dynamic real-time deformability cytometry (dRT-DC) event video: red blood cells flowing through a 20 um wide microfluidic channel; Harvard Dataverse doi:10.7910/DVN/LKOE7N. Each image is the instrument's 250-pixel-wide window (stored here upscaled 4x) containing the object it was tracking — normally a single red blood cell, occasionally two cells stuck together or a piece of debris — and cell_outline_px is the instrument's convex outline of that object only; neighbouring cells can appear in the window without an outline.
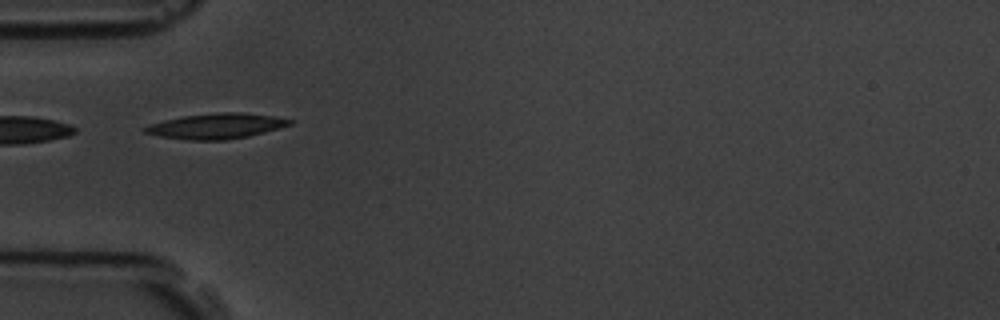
{"species": "common noctule bat (a hibernating species)", "species_latin": "Nyctalus noctula", "temperature_condition": "room temperature", "stored_images_in_passage": 2, "camera_frame_rate_fps": 3000, "um_per_image_px": 0.085, "animal": {"sex": "male", "body_mass_g": 19.5, "forearm_length_mm": 54.6}, "frame": {"image": 1, "passage_image": 1, "time_ms": 0.0, "image_size_px": [1000, 320], "cell_outline_px": [[292, 124], [280, 128], [248, 136], [224, 140], [188, 140], [160, 136], [144, 132], [140, 128], [148, 124], [164, 120], [184, 116], [216, 112], [244, 112], [276, 116], [292, 120]], "centroid_in_image_um": [18.37, 10.7], "position_along_channel_um": 66.6, "area_um2": 21.5}}
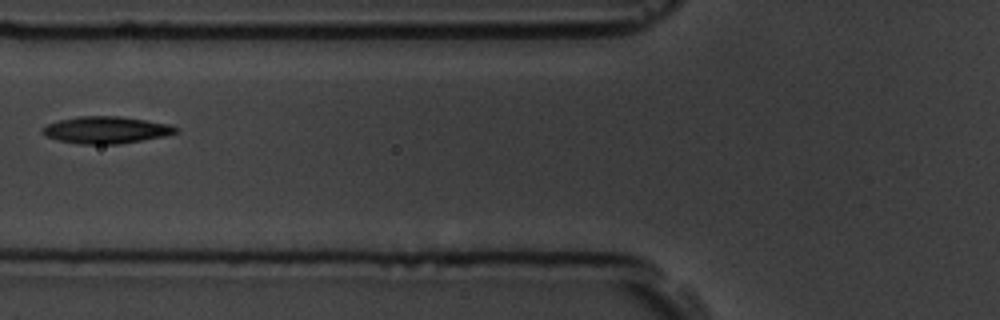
{"frame": {"image": 2, "passage_image": 2, "time_ms": 1.333, "image_size_px": [1000, 320], "cell_outline_px": [[180, 132], [164, 136], [120, 144], [80, 144], [60, 140], [48, 136], [40, 132], [40, 128], [48, 124], [60, 120], [80, 116], [120, 116], [168, 124], [180, 128]], "centroid_in_image_um": [9.04, 11.04], "position_along_channel_um": 116.8, "area_um2": 20.87}}